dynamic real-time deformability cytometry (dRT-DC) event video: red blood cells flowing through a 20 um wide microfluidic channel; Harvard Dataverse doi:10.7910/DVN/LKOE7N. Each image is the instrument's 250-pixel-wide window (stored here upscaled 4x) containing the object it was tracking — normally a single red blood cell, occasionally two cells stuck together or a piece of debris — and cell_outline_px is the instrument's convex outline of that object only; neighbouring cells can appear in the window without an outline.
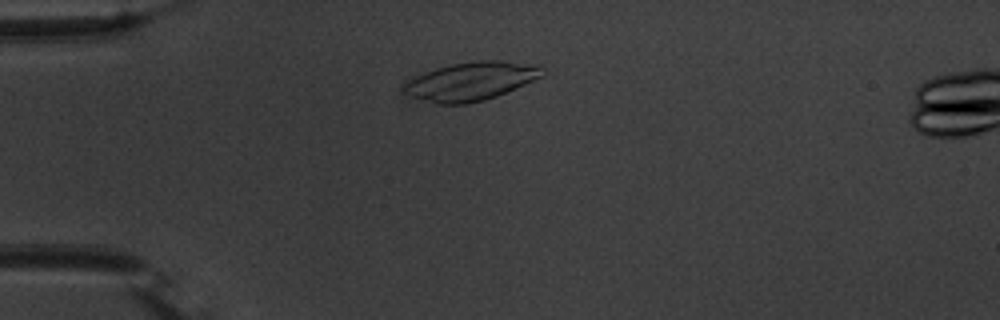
{"species": "common noctule bat (a hibernating species)", "species_latin": "Nyctalus noctula", "temperature_condition": "warm", "stored_images_in_passage": 48, "camera_frame_rate_fps": 3000, "um_per_image_px": 0.085, "animal": {"sex": "male", "body_mass_g": 20.1, "forearm_length_mm": 53.5}, "frame": {"image": 1, "passage_image": 8, "time_ms": 2.333, "image_size_px": [1000, 320], "cell_outline_px": [[544, 76], [496, 96], [484, 100], [468, 104], [436, 104], [412, 96], [404, 92], [404, 84], [416, 76], [436, 68], [452, 64], [476, 60], [500, 60], [540, 64]], "centroid_in_image_um": [40.08, 6.89], "position_along_channel_um": 44.9, "area_um2": 30.87}}
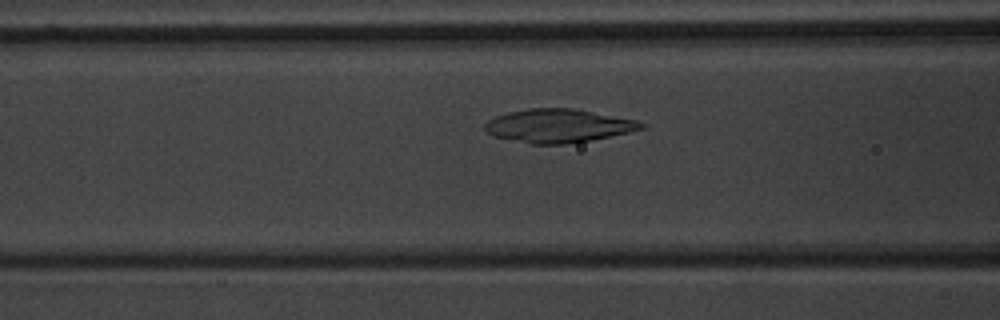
{"frame": {"image": 2, "passage_image": 16, "time_ms": 5.0, "image_size_px": [1000, 320], "cell_outline_px": [[648, 124], [644, 128], [628, 132], [592, 140], [564, 144], [532, 144], [496, 136], [488, 132], [484, 128], [484, 124], [488, 120], [496, 116], [508, 112], [528, 108], [572, 108], [636, 120]], "centroid_in_image_um": [47.47, 10.69], "position_along_channel_um": 119.1, "area_um2": 30.23}}
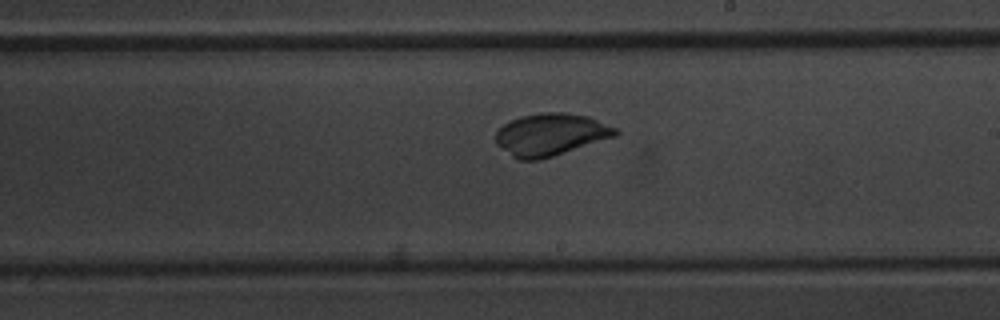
{"frame": {"image": 3, "passage_image": 26, "time_ms": 8.333, "image_size_px": [1000, 320], "cell_outline_px": [[620, 132], [616, 136], [540, 160], [516, 160], [496, 144], [496, 132], [504, 124], [520, 116], [540, 112], [564, 112], [588, 116], [616, 128]], "centroid_in_image_um": [46.79, 11.44], "position_along_channel_um": 242.2, "area_um2": 29.48}, "authors_computed_cell_mechanics": {"area_um2": 29.8248, "velocity_mm_per_s": 3.6965, "shape_relaxation_time_tau1_ms": 5.6691, "shape_relaxation_time_tau2_ms": null, "deformation_change_tau1": 0.3042, "deformation_change_tau2": null}}